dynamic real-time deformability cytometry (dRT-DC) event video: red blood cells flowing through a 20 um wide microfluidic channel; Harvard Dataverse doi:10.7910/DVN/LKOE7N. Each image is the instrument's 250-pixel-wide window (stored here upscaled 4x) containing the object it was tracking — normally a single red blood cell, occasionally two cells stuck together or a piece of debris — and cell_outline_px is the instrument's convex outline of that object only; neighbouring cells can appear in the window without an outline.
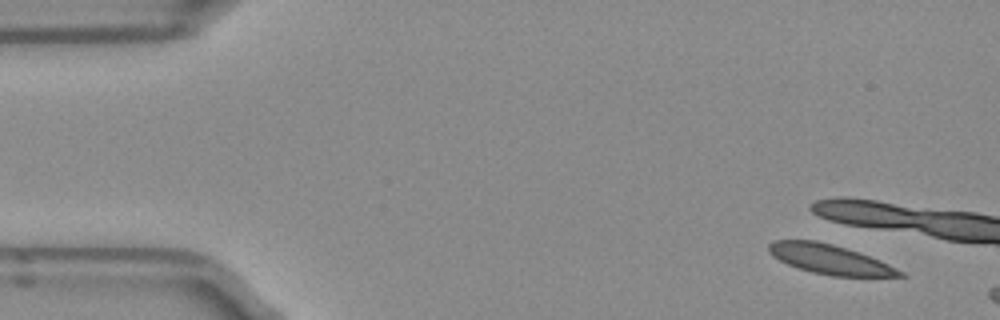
{"species": "Egyptian fruit bat (a non-hibernating species)", "species_latin": "Rousettus aegyptiacus", "temperature_condition": "room temperature", "stored_images_in_passage": 4, "camera_frame_rate_fps": 3000, "um_per_image_px": 0.085, "frame": {"image": 1, "passage_image": 1, "time_ms": 0.0, "image_size_px": [1000, 320], "cell_outline_px": [[908, 276], [832, 276], [812, 272], [788, 264], [780, 260], [768, 252], [768, 244], [772, 240], [816, 240], [832, 244], [880, 260], [904, 272]], "centroid_in_image_um": [70.51, 22.03], "position_along_channel_um": 14.5, "area_um2": 22.25}}